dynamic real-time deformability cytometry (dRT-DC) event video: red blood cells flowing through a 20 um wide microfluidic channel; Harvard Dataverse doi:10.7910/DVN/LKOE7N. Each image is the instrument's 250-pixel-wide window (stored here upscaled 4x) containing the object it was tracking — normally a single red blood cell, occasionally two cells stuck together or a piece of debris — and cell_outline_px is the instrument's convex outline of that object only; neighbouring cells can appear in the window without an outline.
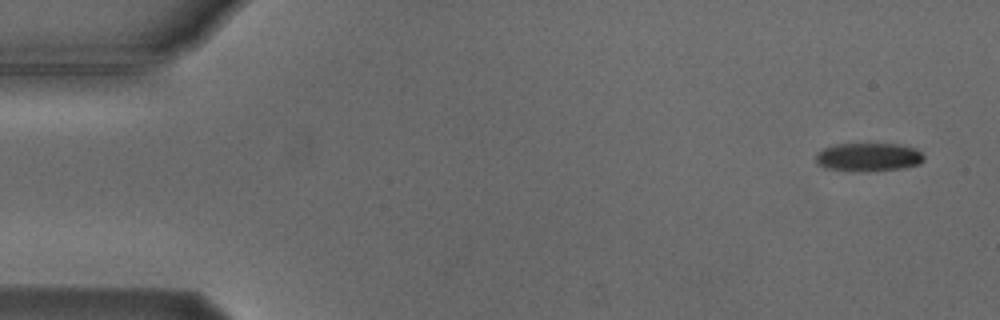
{"species": "Egyptian fruit bat (a non-hibernating species)", "species_latin": "Rousettus aegyptiacus", "temperature_condition": "cold", "stored_images_in_passage": 7, "camera_frame_rate_fps": 3000, "um_per_image_px": 0.085, "animal": {"sex": "male"}, "frame": {"image": 1, "passage_image": 1, "time_ms": 0.0, "image_size_px": [1000, 320], "cell_outline_px": [[924, 160], [920, 164], [904, 168], [868, 172], [864, 172], [824, 168], [816, 164], [816, 152], [824, 148], [836, 144], [896, 144], [916, 148], [924, 156]], "centroid_in_image_um": [73.81, 13.37], "position_along_channel_um": 11.2, "area_um2": 18.15}}
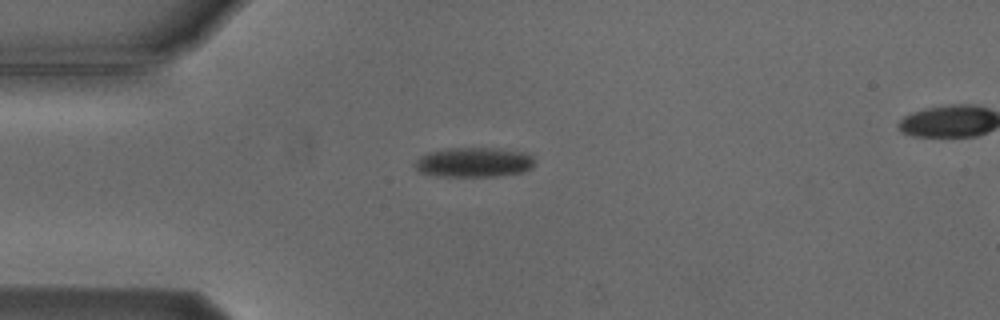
{"frame": {"image": 2, "passage_image": 4, "time_ms": 3.667, "image_size_px": [1000, 320], "cell_outline_px": [[536, 164], [532, 168], [524, 172], [496, 176], [436, 176], [420, 172], [412, 164], [420, 156], [428, 152], [448, 148], [492, 148], [520, 152], [532, 156], [536, 160]], "centroid_in_image_um": [40.27, 13.8], "position_along_channel_um": 44.7, "area_um2": 20.81}}
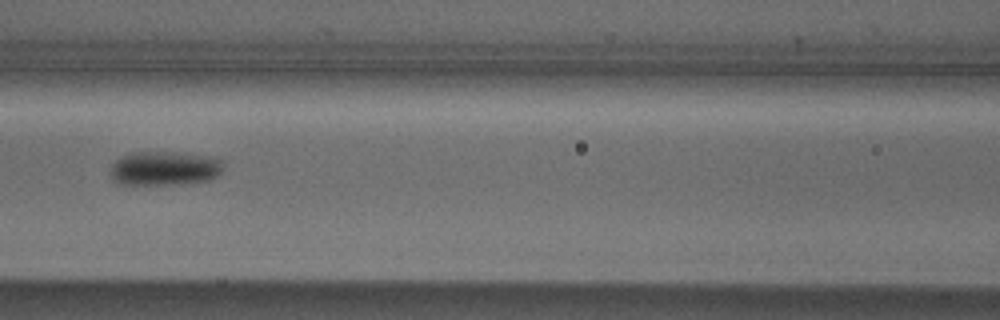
{"frame": {"image": 3, "passage_image": 7, "time_ms": 7.0, "image_size_px": [1000, 320], "cell_outline_px": [[224, 164], [220, 172], [216, 176], [208, 180], [192, 184], [116, 184], [112, 180], [112, 164], [120, 156], [132, 152], [176, 152], [212, 156], [224, 160]], "centroid_in_image_um": [14.02, 14.31], "position_along_channel_um": 152.6, "area_um2": 22.83}}